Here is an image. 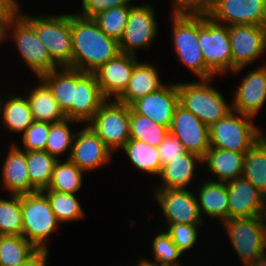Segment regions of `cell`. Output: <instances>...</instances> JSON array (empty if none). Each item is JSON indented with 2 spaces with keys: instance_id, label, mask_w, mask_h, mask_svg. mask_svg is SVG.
Here are the masks:
<instances>
[{
  "instance_id": "6da1fadb",
  "label": "cell",
  "mask_w": 266,
  "mask_h": 266,
  "mask_svg": "<svg viewBox=\"0 0 266 266\" xmlns=\"http://www.w3.org/2000/svg\"><path fill=\"white\" fill-rule=\"evenodd\" d=\"M72 68L94 73L116 57L119 42L107 36L93 20L71 14Z\"/></svg>"
},
{
  "instance_id": "7a4b0ae2",
  "label": "cell",
  "mask_w": 266,
  "mask_h": 266,
  "mask_svg": "<svg viewBox=\"0 0 266 266\" xmlns=\"http://www.w3.org/2000/svg\"><path fill=\"white\" fill-rule=\"evenodd\" d=\"M253 119V117L232 110L209 127L210 147L245 154L264 135L253 124Z\"/></svg>"
},
{
  "instance_id": "3957f363",
  "label": "cell",
  "mask_w": 266,
  "mask_h": 266,
  "mask_svg": "<svg viewBox=\"0 0 266 266\" xmlns=\"http://www.w3.org/2000/svg\"><path fill=\"white\" fill-rule=\"evenodd\" d=\"M211 80L200 79L199 82L177 83L179 104L208 127L232 111V105L226 103L223 95L208 85Z\"/></svg>"
},
{
  "instance_id": "277c9868",
  "label": "cell",
  "mask_w": 266,
  "mask_h": 266,
  "mask_svg": "<svg viewBox=\"0 0 266 266\" xmlns=\"http://www.w3.org/2000/svg\"><path fill=\"white\" fill-rule=\"evenodd\" d=\"M20 14L35 28L51 59L60 68H72L71 14L36 17Z\"/></svg>"
},
{
  "instance_id": "5b68a950",
  "label": "cell",
  "mask_w": 266,
  "mask_h": 266,
  "mask_svg": "<svg viewBox=\"0 0 266 266\" xmlns=\"http://www.w3.org/2000/svg\"><path fill=\"white\" fill-rule=\"evenodd\" d=\"M198 40L205 66L215 74L233 71L228 26L208 15H198Z\"/></svg>"
},
{
  "instance_id": "8992f818",
  "label": "cell",
  "mask_w": 266,
  "mask_h": 266,
  "mask_svg": "<svg viewBox=\"0 0 266 266\" xmlns=\"http://www.w3.org/2000/svg\"><path fill=\"white\" fill-rule=\"evenodd\" d=\"M22 236L37 249L48 252L49 235L59 225L47 196L42 191L21 195Z\"/></svg>"
},
{
  "instance_id": "52a82bcc",
  "label": "cell",
  "mask_w": 266,
  "mask_h": 266,
  "mask_svg": "<svg viewBox=\"0 0 266 266\" xmlns=\"http://www.w3.org/2000/svg\"><path fill=\"white\" fill-rule=\"evenodd\" d=\"M172 42L176 55L200 79H212L214 74L205 66L198 40V15L172 12Z\"/></svg>"
},
{
  "instance_id": "ba28073f",
  "label": "cell",
  "mask_w": 266,
  "mask_h": 266,
  "mask_svg": "<svg viewBox=\"0 0 266 266\" xmlns=\"http://www.w3.org/2000/svg\"><path fill=\"white\" fill-rule=\"evenodd\" d=\"M87 125L112 152L123 148L130 140V106L106 99Z\"/></svg>"
},
{
  "instance_id": "9c48e42d",
  "label": "cell",
  "mask_w": 266,
  "mask_h": 266,
  "mask_svg": "<svg viewBox=\"0 0 266 266\" xmlns=\"http://www.w3.org/2000/svg\"><path fill=\"white\" fill-rule=\"evenodd\" d=\"M234 250L244 266L266 253V224L263 216L229 218L222 222Z\"/></svg>"
},
{
  "instance_id": "30bf717a",
  "label": "cell",
  "mask_w": 266,
  "mask_h": 266,
  "mask_svg": "<svg viewBox=\"0 0 266 266\" xmlns=\"http://www.w3.org/2000/svg\"><path fill=\"white\" fill-rule=\"evenodd\" d=\"M9 28L12 29L11 37H13L21 58L37 78L60 68L51 59L47 48L38 38L35 28L20 13L10 19L7 30Z\"/></svg>"
},
{
  "instance_id": "8fae6325",
  "label": "cell",
  "mask_w": 266,
  "mask_h": 266,
  "mask_svg": "<svg viewBox=\"0 0 266 266\" xmlns=\"http://www.w3.org/2000/svg\"><path fill=\"white\" fill-rule=\"evenodd\" d=\"M155 10L150 4L130 5L127 26L121 40L120 51L136 56L135 49L148 48L158 33Z\"/></svg>"
},
{
  "instance_id": "7c38bea8",
  "label": "cell",
  "mask_w": 266,
  "mask_h": 266,
  "mask_svg": "<svg viewBox=\"0 0 266 266\" xmlns=\"http://www.w3.org/2000/svg\"><path fill=\"white\" fill-rule=\"evenodd\" d=\"M233 72H240L266 49V31L257 25H229Z\"/></svg>"
},
{
  "instance_id": "4fadbf2b",
  "label": "cell",
  "mask_w": 266,
  "mask_h": 266,
  "mask_svg": "<svg viewBox=\"0 0 266 266\" xmlns=\"http://www.w3.org/2000/svg\"><path fill=\"white\" fill-rule=\"evenodd\" d=\"M155 192V199L166 217L167 225H202V215L193 192L187 189H157Z\"/></svg>"
},
{
  "instance_id": "5bb4252c",
  "label": "cell",
  "mask_w": 266,
  "mask_h": 266,
  "mask_svg": "<svg viewBox=\"0 0 266 266\" xmlns=\"http://www.w3.org/2000/svg\"><path fill=\"white\" fill-rule=\"evenodd\" d=\"M169 131L187 152L203 158L210 149L209 127L180 104L175 109Z\"/></svg>"
},
{
  "instance_id": "9a60e30c",
  "label": "cell",
  "mask_w": 266,
  "mask_h": 266,
  "mask_svg": "<svg viewBox=\"0 0 266 266\" xmlns=\"http://www.w3.org/2000/svg\"><path fill=\"white\" fill-rule=\"evenodd\" d=\"M113 153L91 127L76 132L69 159L84 172L96 170L110 162Z\"/></svg>"
},
{
  "instance_id": "2e32d148",
  "label": "cell",
  "mask_w": 266,
  "mask_h": 266,
  "mask_svg": "<svg viewBox=\"0 0 266 266\" xmlns=\"http://www.w3.org/2000/svg\"><path fill=\"white\" fill-rule=\"evenodd\" d=\"M178 105L179 93L176 83L164 85L157 91L137 99L130 107L136 114L146 116L156 124L170 128Z\"/></svg>"
},
{
  "instance_id": "e0dca14e",
  "label": "cell",
  "mask_w": 266,
  "mask_h": 266,
  "mask_svg": "<svg viewBox=\"0 0 266 266\" xmlns=\"http://www.w3.org/2000/svg\"><path fill=\"white\" fill-rule=\"evenodd\" d=\"M136 61V56L121 52L94 72L105 99L117 100L124 93Z\"/></svg>"
},
{
  "instance_id": "ac0fdd59",
  "label": "cell",
  "mask_w": 266,
  "mask_h": 266,
  "mask_svg": "<svg viewBox=\"0 0 266 266\" xmlns=\"http://www.w3.org/2000/svg\"><path fill=\"white\" fill-rule=\"evenodd\" d=\"M229 218L263 216L266 197L244 177L226 182Z\"/></svg>"
},
{
  "instance_id": "d6986e66",
  "label": "cell",
  "mask_w": 266,
  "mask_h": 266,
  "mask_svg": "<svg viewBox=\"0 0 266 266\" xmlns=\"http://www.w3.org/2000/svg\"><path fill=\"white\" fill-rule=\"evenodd\" d=\"M266 102V64L243 77L232 101V110L255 117Z\"/></svg>"
},
{
  "instance_id": "ffe728a7",
  "label": "cell",
  "mask_w": 266,
  "mask_h": 266,
  "mask_svg": "<svg viewBox=\"0 0 266 266\" xmlns=\"http://www.w3.org/2000/svg\"><path fill=\"white\" fill-rule=\"evenodd\" d=\"M264 3L265 0H217L208 16L218 23H227V26H260Z\"/></svg>"
},
{
  "instance_id": "44dd1931",
  "label": "cell",
  "mask_w": 266,
  "mask_h": 266,
  "mask_svg": "<svg viewBox=\"0 0 266 266\" xmlns=\"http://www.w3.org/2000/svg\"><path fill=\"white\" fill-rule=\"evenodd\" d=\"M106 99L94 73L77 70V85L73 101V120L88 123Z\"/></svg>"
},
{
  "instance_id": "7402d4cb",
  "label": "cell",
  "mask_w": 266,
  "mask_h": 266,
  "mask_svg": "<svg viewBox=\"0 0 266 266\" xmlns=\"http://www.w3.org/2000/svg\"><path fill=\"white\" fill-rule=\"evenodd\" d=\"M1 173L2 184L11 194L23 195L37 191L30 183L26 151L14 143L9 148Z\"/></svg>"
},
{
  "instance_id": "603a6c76",
  "label": "cell",
  "mask_w": 266,
  "mask_h": 266,
  "mask_svg": "<svg viewBox=\"0 0 266 266\" xmlns=\"http://www.w3.org/2000/svg\"><path fill=\"white\" fill-rule=\"evenodd\" d=\"M40 77L53 92L67 119L73 120V101L77 85V69L61 67Z\"/></svg>"
},
{
  "instance_id": "cb8c5ba5",
  "label": "cell",
  "mask_w": 266,
  "mask_h": 266,
  "mask_svg": "<svg viewBox=\"0 0 266 266\" xmlns=\"http://www.w3.org/2000/svg\"><path fill=\"white\" fill-rule=\"evenodd\" d=\"M244 153L210 147L202 158L212 175H217V182H229L243 177Z\"/></svg>"
},
{
  "instance_id": "d4e9b609",
  "label": "cell",
  "mask_w": 266,
  "mask_h": 266,
  "mask_svg": "<svg viewBox=\"0 0 266 266\" xmlns=\"http://www.w3.org/2000/svg\"><path fill=\"white\" fill-rule=\"evenodd\" d=\"M157 69L153 64L137 60L128 87L117 100L130 106L137 99L163 87L164 83L160 82Z\"/></svg>"
},
{
  "instance_id": "484cf974",
  "label": "cell",
  "mask_w": 266,
  "mask_h": 266,
  "mask_svg": "<svg viewBox=\"0 0 266 266\" xmlns=\"http://www.w3.org/2000/svg\"><path fill=\"white\" fill-rule=\"evenodd\" d=\"M196 199L201 212L225 222L229 219V198L227 185L224 182L206 180L199 185ZM198 196V197H197Z\"/></svg>"
},
{
  "instance_id": "4316f807",
  "label": "cell",
  "mask_w": 266,
  "mask_h": 266,
  "mask_svg": "<svg viewBox=\"0 0 266 266\" xmlns=\"http://www.w3.org/2000/svg\"><path fill=\"white\" fill-rule=\"evenodd\" d=\"M196 163H202L197 154L186 152L162 167L159 177L162 185L156 189H185L195 175Z\"/></svg>"
},
{
  "instance_id": "83f0119b",
  "label": "cell",
  "mask_w": 266,
  "mask_h": 266,
  "mask_svg": "<svg viewBox=\"0 0 266 266\" xmlns=\"http://www.w3.org/2000/svg\"><path fill=\"white\" fill-rule=\"evenodd\" d=\"M38 86L30 89L27 100L34 121L58 123L66 119L49 86L40 78Z\"/></svg>"
},
{
  "instance_id": "f1b7e54d",
  "label": "cell",
  "mask_w": 266,
  "mask_h": 266,
  "mask_svg": "<svg viewBox=\"0 0 266 266\" xmlns=\"http://www.w3.org/2000/svg\"><path fill=\"white\" fill-rule=\"evenodd\" d=\"M8 98L4 104L0 99L2 124L6 130L23 133L34 122L27 97L10 94Z\"/></svg>"
},
{
  "instance_id": "f546056e",
  "label": "cell",
  "mask_w": 266,
  "mask_h": 266,
  "mask_svg": "<svg viewBox=\"0 0 266 266\" xmlns=\"http://www.w3.org/2000/svg\"><path fill=\"white\" fill-rule=\"evenodd\" d=\"M243 177L266 197V135L245 153Z\"/></svg>"
},
{
  "instance_id": "4dcf8cb0",
  "label": "cell",
  "mask_w": 266,
  "mask_h": 266,
  "mask_svg": "<svg viewBox=\"0 0 266 266\" xmlns=\"http://www.w3.org/2000/svg\"><path fill=\"white\" fill-rule=\"evenodd\" d=\"M58 159L44 151H26V162L31 185L42 191L48 188Z\"/></svg>"
},
{
  "instance_id": "1f68e13d",
  "label": "cell",
  "mask_w": 266,
  "mask_h": 266,
  "mask_svg": "<svg viewBox=\"0 0 266 266\" xmlns=\"http://www.w3.org/2000/svg\"><path fill=\"white\" fill-rule=\"evenodd\" d=\"M122 149L137 169L150 174L160 175L162 165L158 147L151 146L140 140L130 139Z\"/></svg>"
},
{
  "instance_id": "d6a6232c",
  "label": "cell",
  "mask_w": 266,
  "mask_h": 266,
  "mask_svg": "<svg viewBox=\"0 0 266 266\" xmlns=\"http://www.w3.org/2000/svg\"><path fill=\"white\" fill-rule=\"evenodd\" d=\"M83 172L69 159L64 162L58 159L47 189L61 193L76 194L82 187Z\"/></svg>"
},
{
  "instance_id": "836d02e7",
  "label": "cell",
  "mask_w": 266,
  "mask_h": 266,
  "mask_svg": "<svg viewBox=\"0 0 266 266\" xmlns=\"http://www.w3.org/2000/svg\"><path fill=\"white\" fill-rule=\"evenodd\" d=\"M38 249L23 236H0V266H14L27 261Z\"/></svg>"
},
{
  "instance_id": "e575fe53",
  "label": "cell",
  "mask_w": 266,
  "mask_h": 266,
  "mask_svg": "<svg viewBox=\"0 0 266 266\" xmlns=\"http://www.w3.org/2000/svg\"><path fill=\"white\" fill-rule=\"evenodd\" d=\"M169 132V128L156 124L146 116L136 114L130 107V139L158 147Z\"/></svg>"
},
{
  "instance_id": "d590c367",
  "label": "cell",
  "mask_w": 266,
  "mask_h": 266,
  "mask_svg": "<svg viewBox=\"0 0 266 266\" xmlns=\"http://www.w3.org/2000/svg\"><path fill=\"white\" fill-rule=\"evenodd\" d=\"M42 192L47 196L51 209L58 222H70L84 217V211L75 194L61 193L45 189Z\"/></svg>"
},
{
  "instance_id": "8d00e7d4",
  "label": "cell",
  "mask_w": 266,
  "mask_h": 266,
  "mask_svg": "<svg viewBox=\"0 0 266 266\" xmlns=\"http://www.w3.org/2000/svg\"><path fill=\"white\" fill-rule=\"evenodd\" d=\"M21 195L11 194L10 200L0 198V236H22Z\"/></svg>"
},
{
  "instance_id": "74e56055",
  "label": "cell",
  "mask_w": 266,
  "mask_h": 266,
  "mask_svg": "<svg viewBox=\"0 0 266 266\" xmlns=\"http://www.w3.org/2000/svg\"><path fill=\"white\" fill-rule=\"evenodd\" d=\"M130 5L113 7L93 17L99 28L110 38L120 41L129 17Z\"/></svg>"
},
{
  "instance_id": "f35d334b",
  "label": "cell",
  "mask_w": 266,
  "mask_h": 266,
  "mask_svg": "<svg viewBox=\"0 0 266 266\" xmlns=\"http://www.w3.org/2000/svg\"><path fill=\"white\" fill-rule=\"evenodd\" d=\"M80 123L78 121L72 120V119H65L63 121H60L58 123H50V131L48 135V139L46 142L45 151L48 152L50 155L56 157L58 159V156L61 154H64V152L67 151V149H72V143L74 139V135L76 132H73L70 130L68 123Z\"/></svg>"
},
{
  "instance_id": "ab89813d",
  "label": "cell",
  "mask_w": 266,
  "mask_h": 266,
  "mask_svg": "<svg viewBox=\"0 0 266 266\" xmlns=\"http://www.w3.org/2000/svg\"><path fill=\"white\" fill-rule=\"evenodd\" d=\"M154 261L162 266H182L179 258L183 253L173 243L166 231L158 233L152 242Z\"/></svg>"
},
{
  "instance_id": "60d3db41",
  "label": "cell",
  "mask_w": 266,
  "mask_h": 266,
  "mask_svg": "<svg viewBox=\"0 0 266 266\" xmlns=\"http://www.w3.org/2000/svg\"><path fill=\"white\" fill-rule=\"evenodd\" d=\"M50 131V123L34 121L22 134L25 151H44Z\"/></svg>"
},
{
  "instance_id": "b9f144b4",
  "label": "cell",
  "mask_w": 266,
  "mask_h": 266,
  "mask_svg": "<svg viewBox=\"0 0 266 266\" xmlns=\"http://www.w3.org/2000/svg\"><path fill=\"white\" fill-rule=\"evenodd\" d=\"M167 226L166 232L182 253L195 245L199 236V227H197L199 225L169 224Z\"/></svg>"
},
{
  "instance_id": "7bdbcfd3",
  "label": "cell",
  "mask_w": 266,
  "mask_h": 266,
  "mask_svg": "<svg viewBox=\"0 0 266 266\" xmlns=\"http://www.w3.org/2000/svg\"><path fill=\"white\" fill-rule=\"evenodd\" d=\"M173 13L209 15L217 0H174Z\"/></svg>"
},
{
  "instance_id": "ee69618b",
  "label": "cell",
  "mask_w": 266,
  "mask_h": 266,
  "mask_svg": "<svg viewBox=\"0 0 266 266\" xmlns=\"http://www.w3.org/2000/svg\"><path fill=\"white\" fill-rule=\"evenodd\" d=\"M132 0H82V13L76 15L84 18H93L98 13L113 7H121L130 4Z\"/></svg>"
},
{
  "instance_id": "f6af8a7d",
  "label": "cell",
  "mask_w": 266,
  "mask_h": 266,
  "mask_svg": "<svg viewBox=\"0 0 266 266\" xmlns=\"http://www.w3.org/2000/svg\"><path fill=\"white\" fill-rule=\"evenodd\" d=\"M186 152L185 147L181 144L177 137L170 132L158 146V153L161 159L162 167Z\"/></svg>"
},
{
  "instance_id": "bcb514c9",
  "label": "cell",
  "mask_w": 266,
  "mask_h": 266,
  "mask_svg": "<svg viewBox=\"0 0 266 266\" xmlns=\"http://www.w3.org/2000/svg\"><path fill=\"white\" fill-rule=\"evenodd\" d=\"M48 252L38 249L27 261L14 266H46Z\"/></svg>"
},
{
  "instance_id": "7dc6e473",
  "label": "cell",
  "mask_w": 266,
  "mask_h": 266,
  "mask_svg": "<svg viewBox=\"0 0 266 266\" xmlns=\"http://www.w3.org/2000/svg\"><path fill=\"white\" fill-rule=\"evenodd\" d=\"M20 12L17 0H0L1 14H19Z\"/></svg>"
},
{
  "instance_id": "c3c4849f",
  "label": "cell",
  "mask_w": 266,
  "mask_h": 266,
  "mask_svg": "<svg viewBox=\"0 0 266 266\" xmlns=\"http://www.w3.org/2000/svg\"><path fill=\"white\" fill-rule=\"evenodd\" d=\"M18 14H1L0 13V43L8 35L7 26L11 18L17 16Z\"/></svg>"
},
{
  "instance_id": "681fc988",
  "label": "cell",
  "mask_w": 266,
  "mask_h": 266,
  "mask_svg": "<svg viewBox=\"0 0 266 266\" xmlns=\"http://www.w3.org/2000/svg\"><path fill=\"white\" fill-rule=\"evenodd\" d=\"M247 266H266V253Z\"/></svg>"
},
{
  "instance_id": "f907efd6",
  "label": "cell",
  "mask_w": 266,
  "mask_h": 266,
  "mask_svg": "<svg viewBox=\"0 0 266 266\" xmlns=\"http://www.w3.org/2000/svg\"><path fill=\"white\" fill-rule=\"evenodd\" d=\"M136 266H162L157 261H151L147 259L140 260L139 264Z\"/></svg>"
},
{
  "instance_id": "816d5d0a",
  "label": "cell",
  "mask_w": 266,
  "mask_h": 266,
  "mask_svg": "<svg viewBox=\"0 0 266 266\" xmlns=\"http://www.w3.org/2000/svg\"><path fill=\"white\" fill-rule=\"evenodd\" d=\"M260 26L266 31V0L264 3L263 16L261 19V25Z\"/></svg>"
},
{
  "instance_id": "f5cc1de1",
  "label": "cell",
  "mask_w": 266,
  "mask_h": 266,
  "mask_svg": "<svg viewBox=\"0 0 266 266\" xmlns=\"http://www.w3.org/2000/svg\"><path fill=\"white\" fill-rule=\"evenodd\" d=\"M263 218H264V222L266 224V202H265V208H264Z\"/></svg>"
}]
</instances>
